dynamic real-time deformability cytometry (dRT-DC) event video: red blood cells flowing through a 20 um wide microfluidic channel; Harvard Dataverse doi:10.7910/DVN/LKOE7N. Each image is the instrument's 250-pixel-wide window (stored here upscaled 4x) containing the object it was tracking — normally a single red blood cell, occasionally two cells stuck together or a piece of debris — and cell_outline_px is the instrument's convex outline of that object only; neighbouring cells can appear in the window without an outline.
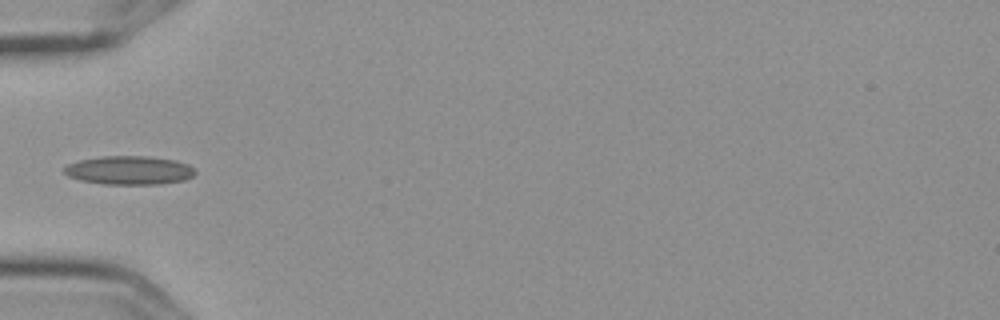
{"species": "Egyptian fruit bat (a non-hibernating species)", "species_latin": "Rousettus aegyptiacus", "temperature_condition": "cold", "stored_images_in_passage": 1, "camera_frame_rate_fps": 3000, "um_per_image_px": 0.085, "frame": {"image": 1, "passage_image": 1, "time_ms": 0.0, "image_size_px": [1000, 320], "cell_outline_px": [[196, 172], [192, 176], [184, 180], [160, 184], [104, 184], [80, 180], [68, 176], [64, 172], [64, 168], [68, 164], [80, 160], [100, 156], [148, 156], [176, 160], [188, 164]], "centroid_in_image_um": [10.98, 14.47], "position_along_channel_um": 74.0, "area_um2": 21.85}}